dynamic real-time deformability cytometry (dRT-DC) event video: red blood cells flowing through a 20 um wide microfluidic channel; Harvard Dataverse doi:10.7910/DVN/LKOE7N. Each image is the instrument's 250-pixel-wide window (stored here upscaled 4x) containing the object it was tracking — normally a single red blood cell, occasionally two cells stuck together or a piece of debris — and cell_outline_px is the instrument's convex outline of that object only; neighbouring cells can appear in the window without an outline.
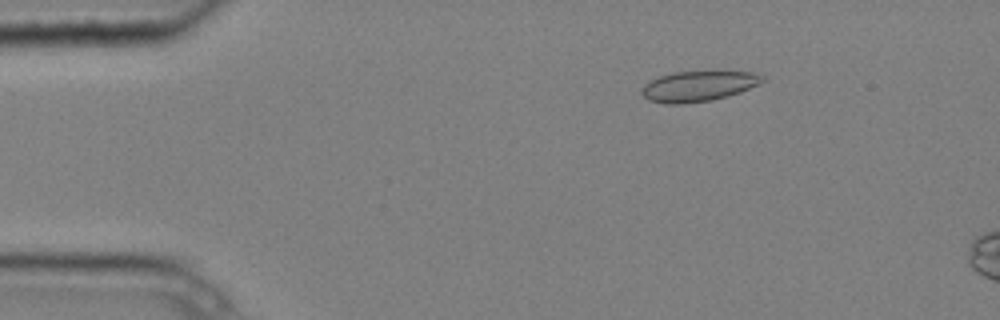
{"species": "common noctule bat (a hibernating species)", "species_latin": "Nyctalus noctula", "temperature_condition": "cold", "stored_images_in_passage": 4, "camera_frame_rate_fps": 3000, "um_per_image_px": 0.085, "animal": {"sex": "male", "body_mass_g": 20.4}, "frame": {"image": 1, "passage_image": 2, "time_ms": 0.333, "image_size_px": [1000, 320], "cell_outline_px": [[764, 80], [760, 84], [740, 92], [728, 96], [712, 100], [684, 104], [668, 104], [648, 100], [640, 92], [644, 84], [660, 76], [672, 72], [712, 68], [752, 72], [764, 76]], "centroid_in_image_um": [59.41, 7.27], "position_along_channel_um": 25.6, "area_um2": 22.43}}